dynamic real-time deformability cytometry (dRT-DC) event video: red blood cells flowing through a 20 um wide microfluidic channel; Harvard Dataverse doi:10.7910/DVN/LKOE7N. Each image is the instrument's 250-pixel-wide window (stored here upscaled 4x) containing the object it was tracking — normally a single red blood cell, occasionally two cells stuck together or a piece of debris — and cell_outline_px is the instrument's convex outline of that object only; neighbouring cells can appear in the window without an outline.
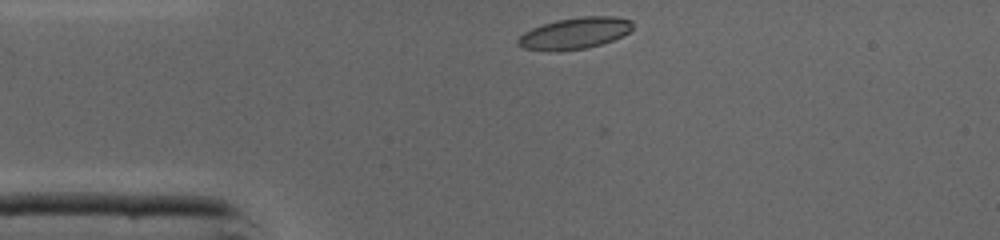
{"species": "common noctule bat (a hibernating species)", "species_latin": "Nyctalus noctula", "temperature_condition": "cold", "stored_images_in_passage": 28, "camera_frame_rate_fps": 3000, "um_per_image_px": 0.085, "animal": {"sex": "male", "body_mass_g": 19.0, "forearm_length_mm": 50.8}, "frame": {"image": 1, "passage_image": 1, "time_ms": 0.0, "image_size_px": [1000, 240], "cell_outline_px": [[632, 28], [628, 32], [612, 40], [588, 48], [560, 52], [556, 52], [524, 48], [516, 44], [516, 40], [524, 32], [532, 28], [556, 20], [580, 16], [612, 16], [632, 20]], "centroid_in_image_um": [48.82, 2.83], "position_along_channel_um": 36.2, "area_um2": 21.1}}
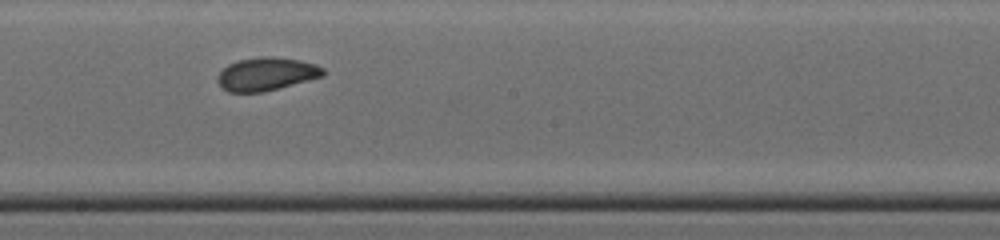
{"frame": {"image": 2, "passage_image": 16, "time_ms": 5.0, "image_size_px": [1000, 240], "cell_outline_px": [[324, 76], [264, 92], [228, 92], [220, 88], [216, 80], [216, 76], [228, 64], [240, 60], [260, 56], [272, 56], [300, 60], [316, 64], [324, 68]], "centroid_in_image_um": [22.62, 6.29], "position_along_channel_um": 225.6, "area_um2": 20.58}}
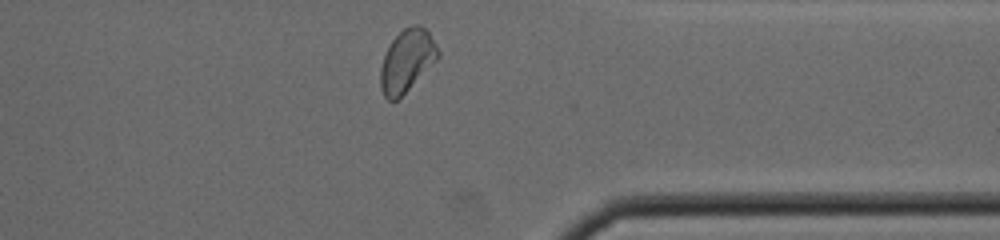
{"frame": {"image": 3, "passage_image": 27, "time_ms": 8.667, "image_size_px": [1000, 240], "cell_outline_px": [[440, 56], [396, 100], [388, 100], [384, 96], [380, 88], [380, 68], [384, 56], [392, 40], [404, 28], [412, 24], [420, 24], [428, 32], [436, 44], [440, 52]], "centroid_in_image_um": [34.57, 5.13], "position_along_channel_um": 376.8, "area_um2": 20.46}, "authors_computed_cell_mechanics": {"area_um2": 20.6924, "velocity_mm_per_s": 4.3524, "shape_relaxation_time_tau1_ms": 1.8663, "shape_relaxation_time_tau2_ms": 1.6189, "deformation_change_tau1": 0.0961, "deformation_change_tau2": 0.0537}}